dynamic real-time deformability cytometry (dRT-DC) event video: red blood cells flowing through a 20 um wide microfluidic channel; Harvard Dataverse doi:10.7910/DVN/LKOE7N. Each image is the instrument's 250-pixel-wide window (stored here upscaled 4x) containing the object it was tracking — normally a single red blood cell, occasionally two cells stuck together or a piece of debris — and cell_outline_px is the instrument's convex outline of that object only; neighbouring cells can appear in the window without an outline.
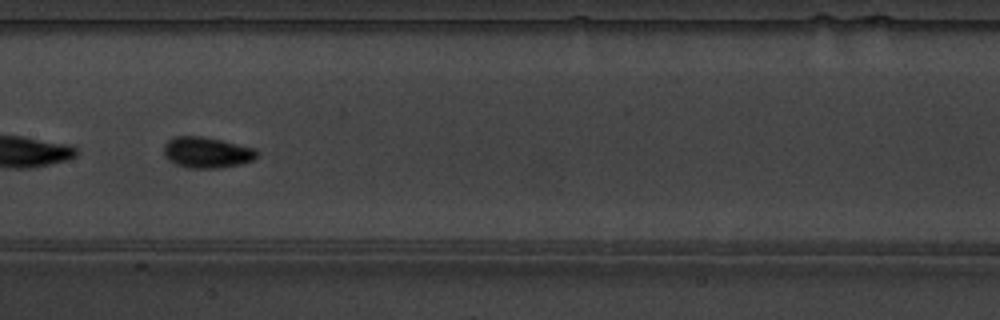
{"species": "common noctule bat (a hibernating species)", "species_latin": "Nyctalus noctula", "temperature_condition": "warm", "stored_images_in_passage": 9, "camera_frame_rate_fps": 3000, "um_per_image_px": 0.085, "animal": {"sex": "male", "body_mass_g": 19.5, "forearm_length_mm": 54.6}, "frame": {"image": 1, "passage_image": 6, "time_ms": 1.667, "image_size_px": [1000, 320], "cell_outline_px": [[260, 156], [252, 160], [240, 164], [220, 168], [188, 168], [176, 164], [168, 160], [164, 156], [164, 144], [172, 136], [204, 136], [256, 148], [260, 152]], "centroid_in_image_um": [17.6, 12.95], "position_along_channel_um": 189.8, "area_um2": 17.11}}
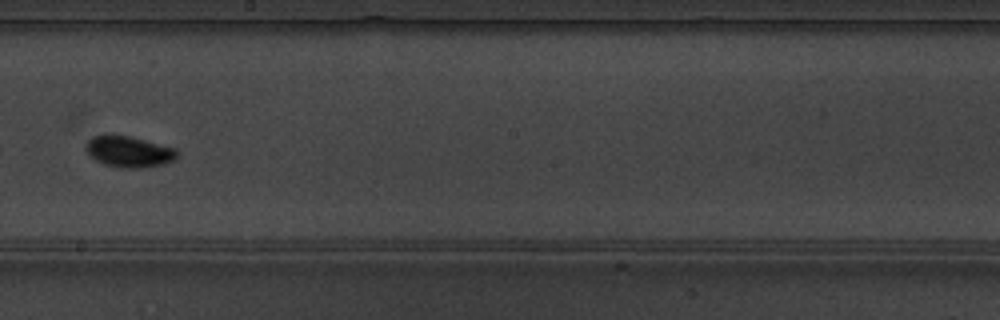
{"frame": {"image": 2, "passage_image": 7, "time_ms": 2.0, "image_size_px": [1000, 320], "cell_outline_px": [[180, 152], [172, 160], [164, 164], [136, 168], [124, 168], [104, 164], [96, 160], [84, 148], [84, 144], [92, 136], [104, 132], [108, 132], [128, 136], [176, 148]], "centroid_in_image_um": [10.9, 12.85], "position_along_channel_um": 237.3, "area_um2": 16.76}}
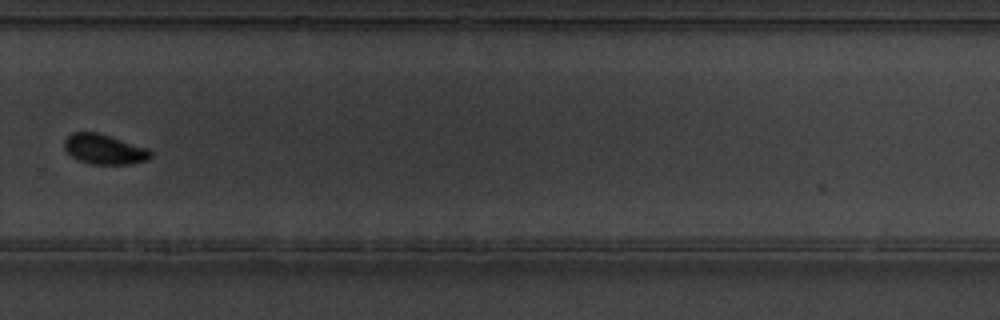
{"frame": {"image": 3, "passage_image": 9, "time_ms": 2.667, "image_size_px": [1000, 320], "cell_outline_px": [[152, 156], [148, 160], [128, 164], [88, 164], [76, 160], [64, 148], [64, 140], [72, 132], [100, 132], [148, 148], [152, 152]], "centroid_in_image_um": [8.86, 12.68], "position_along_channel_um": 320.9, "area_um2": 15.32}}